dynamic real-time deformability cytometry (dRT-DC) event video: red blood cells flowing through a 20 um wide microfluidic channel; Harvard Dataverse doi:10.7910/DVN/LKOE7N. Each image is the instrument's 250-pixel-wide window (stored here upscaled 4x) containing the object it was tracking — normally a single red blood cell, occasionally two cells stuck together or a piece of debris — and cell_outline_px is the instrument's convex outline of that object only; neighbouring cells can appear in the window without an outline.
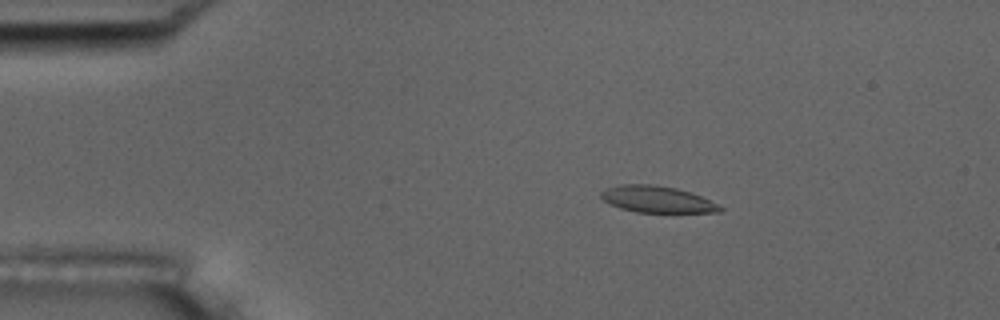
{"species": "common noctule bat (a hibernating species)", "species_latin": "Nyctalus noctula", "temperature_condition": "room temperature", "stored_images_in_passage": 55, "camera_frame_rate_fps": 3000, "um_per_image_px": 0.085, "animal": {"sex": "male", "body_mass_g": 17.5, "forearm_length_mm": 52.3}, "frame": {"image": 1, "passage_image": 10, "time_ms": 3.0, "image_size_px": [1000, 320], "cell_outline_px": [[724, 208], [720, 212], [636, 212], [620, 208], [608, 204], [600, 196], [600, 192], [604, 188], [620, 184], [652, 184], [676, 188], [700, 196]], "centroid_in_image_um": [55.77, 16.93], "position_along_channel_um": 29.2, "area_um2": 18.32}}
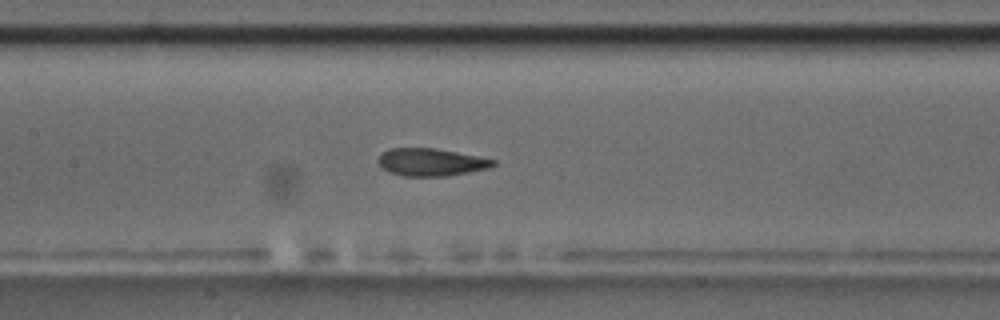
{"frame": {"image": 2, "passage_image": 26, "time_ms": 8.333, "image_size_px": [1000, 320], "cell_outline_px": [[496, 164], [488, 168], [448, 176], [404, 176], [388, 172], [380, 168], [376, 160], [388, 148], [436, 148], [496, 160]], "centroid_in_image_um": [36.58, 13.79], "position_along_channel_um": 170.8, "area_um2": 18.5}}
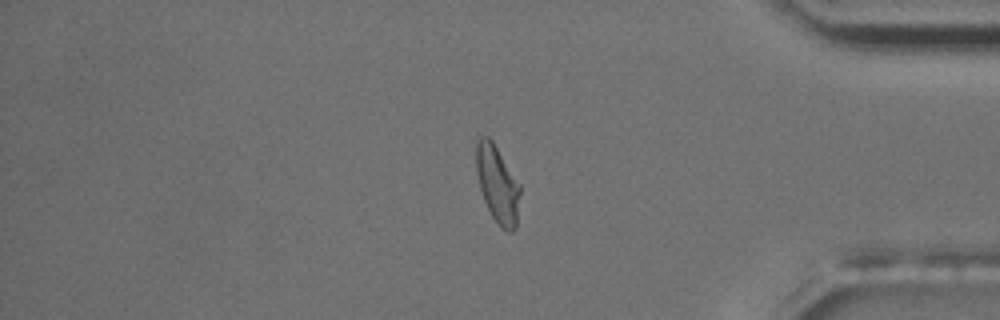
{"frame": {"image": 3, "passage_image": 46, "time_ms": 15.0, "image_size_px": [1000, 320], "cell_outline_px": [[520, 192], [516, 228], [512, 232], [508, 232], [492, 216], [484, 200], [480, 188], [476, 172], [476, 132], [488, 136], [492, 140], [520, 184]], "centroid_in_image_um": [42.26, 15.57], "position_along_channel_um": 392.9, "area_um2": 19.77}, "authors_computed_cell_mechanics": {"area_um2": 19.1318, "velocity_mm_per_s": 3.7052, "shape_relaxation_time_tau1_ms": 5.9427, "shape_relaxation_time_tau2_ms": 1.7188, "deformation_change_tau1": 0.2023, "deformation_change_tau2": 0.0599}}